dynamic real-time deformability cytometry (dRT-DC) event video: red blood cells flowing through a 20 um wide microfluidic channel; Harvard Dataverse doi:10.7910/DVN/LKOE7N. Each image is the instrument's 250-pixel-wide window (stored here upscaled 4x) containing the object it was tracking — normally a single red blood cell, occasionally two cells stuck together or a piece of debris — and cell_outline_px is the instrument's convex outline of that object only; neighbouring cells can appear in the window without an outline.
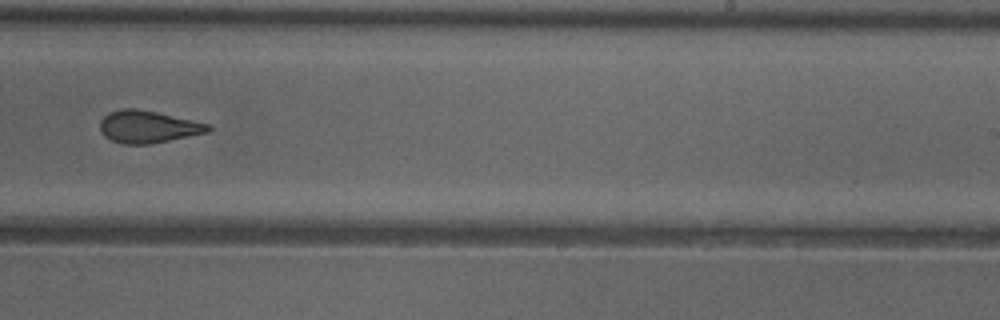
{"species": "common noctule bat (a hibernating species)", "species_latin": "Nyctalus noctula", "temperature_condition": "cold", "stored_images_in_passage": 39, "camera_frame_rate_fps": 3000, "um_per_image_px": 0.085, "animal": {"sex": "female"}, "frame": {"image": 1, "passage_image": 23, "time_ms": 7.333, "image_size_px": [1000, 320], "cell_outline_px": [[212, 132], [148, 144], [120, 144], [104, 136], [100, 132], [100, 120], [108, 112], [120, 108], [136, 108], [156, 112], [212, 124]], "centroid_in_image_um": [12.6, 10.77], "position_along_channel_um": 276.4, "area_um2": 20.63}, "authors_computed_cell_mechanics": {"area_um2": 20.7502, "velocity_mm_per_s": 3.992, "shape_relaxation_time_tau1_ms": null, "shape_relaxation_time_tau2_ms": 1.9183, "deformation_change_tau1": null, "deformation_change_tau2": 0.1119}}